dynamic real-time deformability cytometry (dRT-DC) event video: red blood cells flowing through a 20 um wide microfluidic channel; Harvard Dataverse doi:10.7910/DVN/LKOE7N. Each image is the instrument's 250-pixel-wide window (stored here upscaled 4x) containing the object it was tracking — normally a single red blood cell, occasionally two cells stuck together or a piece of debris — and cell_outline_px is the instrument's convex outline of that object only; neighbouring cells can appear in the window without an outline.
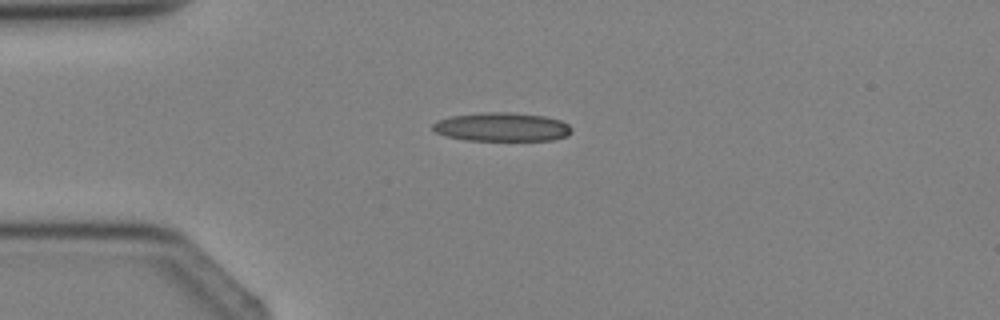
{"species": "Egyptian fruit bat (a non-hibernating species)", "species_latin": "Rousettus aegyptiacus", "temperature_condition": "cold", "stored_images_in_passage": 3, "camera_frame_rate_fps": 3000, "um_per_image_px": 0.085, "animal": {"sex": "female"}, "frame": {"image": 1, "passage_image": 3, "time_ms": 2.0, "image_size_px": [1000, 320], "cell_outline_px": [[572, 132], [568, 136], [552, 140], [464, 140], [448, 136], [436, 132], [432, 128], [432, 124], [436, 120], [452, 116], [484, 112], [508, 112], [544, 116], [560, 120], [568, 124], [572, 128]], "centroid_in_image_um": [42.67, 10.79], "position_along_channel_um": 42.3, "area_um2": 23.24}}